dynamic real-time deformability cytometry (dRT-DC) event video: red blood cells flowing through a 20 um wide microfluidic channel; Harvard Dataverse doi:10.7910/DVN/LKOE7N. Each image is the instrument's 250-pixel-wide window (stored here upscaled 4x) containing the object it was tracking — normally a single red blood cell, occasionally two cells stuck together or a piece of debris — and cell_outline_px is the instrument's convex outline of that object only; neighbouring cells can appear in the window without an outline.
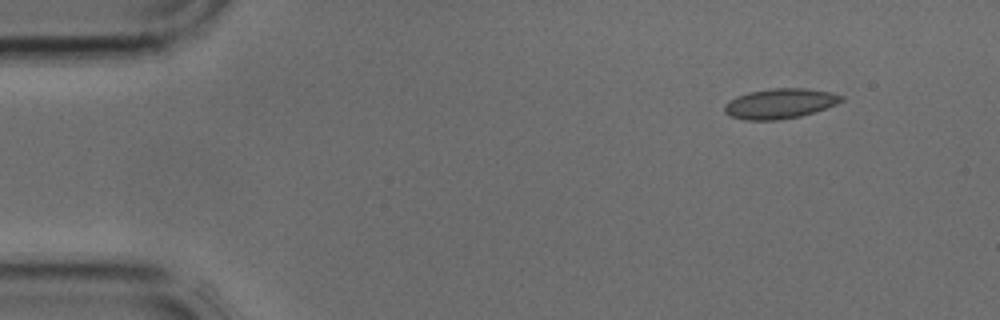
{"species": "common noctule bat (a hibernating species)", "species_latin": "Nyctalus noctula", "temperature_condition": "cold", "stored_images_in_passage": 3, "camera_frame_rate_fps": 3000, "um_per_image_px": 0.085, "animal": {"sex": "male", "body_mass_g": 17.9, "forearm_length_mm": 54.2}, "frame": {"image": 1, "passage_image": 1, "time_ms": 0.0, "image_size_px": [1000, 320], "cell_outline_px": [[844, 100], [836, 104], [816, 112], [800, 116], [780, 120], [744, 120], [728, 116], [724, 112], [724, 104], [728, 100], [736, 96], [748, 92], [772, 88], [804, 88], [828, 92], [844, 96]], "centroid_in_image_um": [66.25, 8.81], "position_along_channel_um": 18.7, "area_um2": 20.69}}
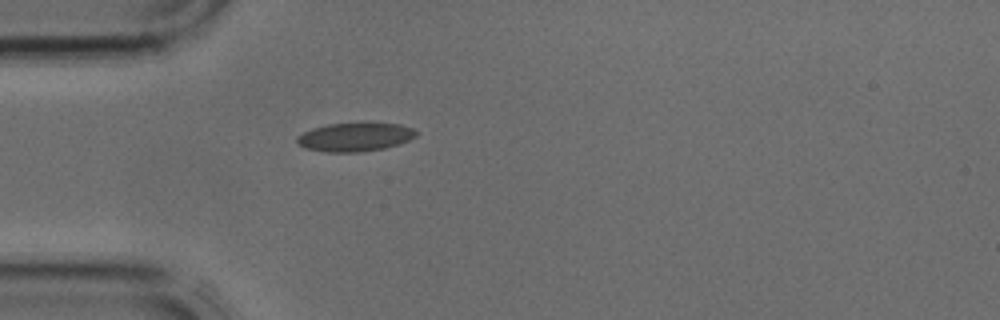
{"frame": {"image": 2, "passage_image": 3, "time_ms": 0.667, "image_size_px": [1000, 320], "cell_outline_px": [[416, 136], [400, 144], [384, 148], [360, 152], [324, 152], [304, 148], [296, 140], [296, 136], [312, 128], [328, 124], [400, 124], [412, 128], [416, 132]], "centroid_in_image_um": [30.14, 11.67], "position_along_channel_um": 54.9, "area_um2": 19.59}}